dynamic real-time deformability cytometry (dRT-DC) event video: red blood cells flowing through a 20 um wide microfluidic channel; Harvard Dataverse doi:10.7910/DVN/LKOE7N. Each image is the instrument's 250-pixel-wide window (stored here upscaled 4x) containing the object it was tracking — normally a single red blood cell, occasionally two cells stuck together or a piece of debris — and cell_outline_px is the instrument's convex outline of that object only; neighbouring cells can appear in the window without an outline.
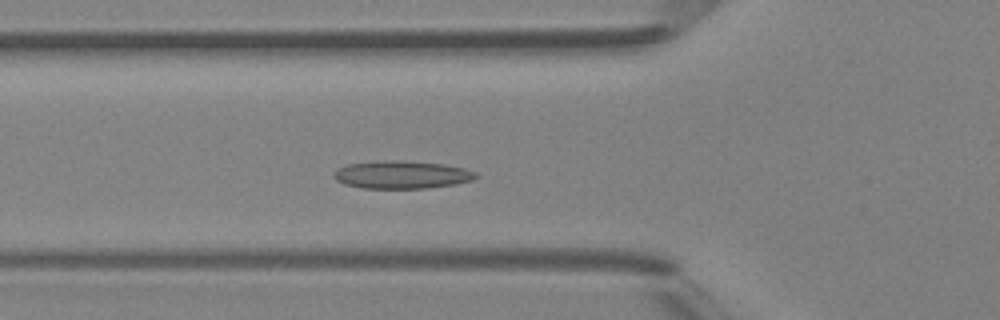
{"species": "Egyptian fruit bat (a non-hibernating species)", "species_latin": "Rousettus aegyptiacus", "temperature_condition": "room temperature", "stored_images_in_passage": 43, "camera_frame_rate_fps": 3000, "um_per_image_px": 0.085, "animal": {"sex": "female"}, "frame": {"image": 1, "passage_image": 12, "time_ms": 3.667, "image_size_px": [1000, 320], "cell_outline_px": [[480, 176], [472, 180], [456, 184], [428, 188], [360, 188], [344, 184], [336, 180], [332, 176], [340, 168], [348, 164], [444, 164], [464, 168], [476, 172]], "centroid_in_image_um": [34.23, 14.93], "position_along_channel_um": 91.6, "area_um2": 21.44}}
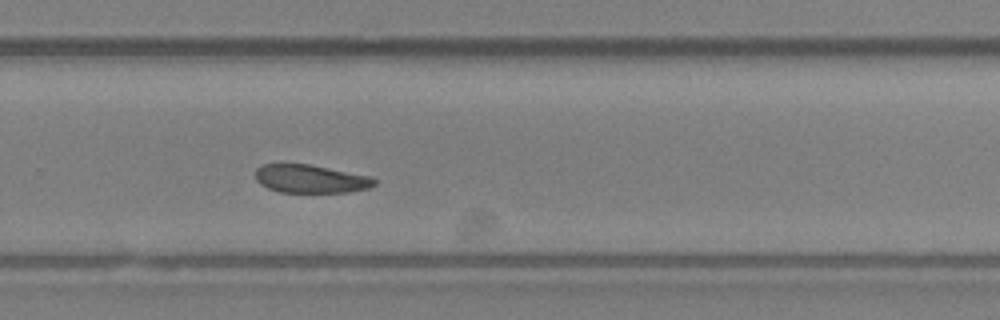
{"frame": {"image": 2, "passage_image": 27, "time_ms": 8.667, "image_size_px": [1000, 320], "cell_outline_px": [[376, 184], [368, 188], [348, 192], [280, 192], [268, 188], [260, 184], [256, 180], [256, 168], [260, 164], [308, 164], [372, 176], [376, 180]], "centroid_in_image_um": [26.4, 15.2], "position_along_channel_um": 303.4, "area_um2": 19.59}}
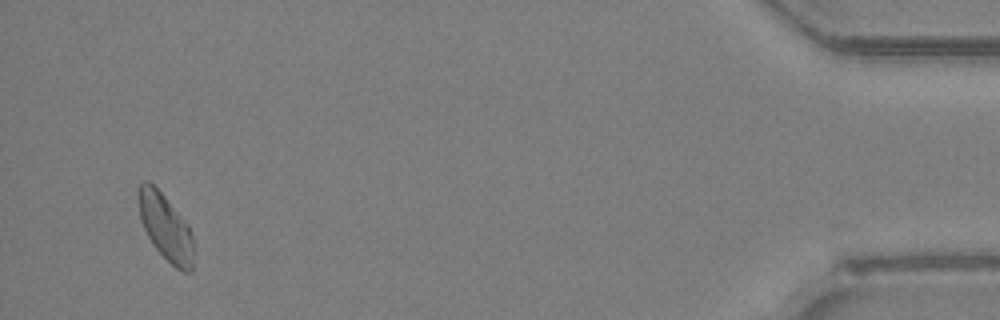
{"frame": {"image": 3, "passage_image": 41, "time_ms": 13.333, "image_size_px": [1000, 320], "cell_outline_px": [[192, 272], [184, 272], [176, 268], [152, 244], [140, 220], [140, 184], [144, 180], [148, 180], [164, 196], [188, 224], [192, 236]], "centroid_in_image_um": [14.09, 19.34], "position_along_channel_um": 421.1, "area_um2": 20.58}, "authors_computed_cell_mechanics": {"area_um2": 20.8658, "velocity_mm_per_s": 4.2422, "shape_relaxation_time_tau1_ms": null, "shape_relaxation_time_tau2_ms": 2.0841, "deformation_change_tau1": null, "deformation_change_tau2": 0.0646}}